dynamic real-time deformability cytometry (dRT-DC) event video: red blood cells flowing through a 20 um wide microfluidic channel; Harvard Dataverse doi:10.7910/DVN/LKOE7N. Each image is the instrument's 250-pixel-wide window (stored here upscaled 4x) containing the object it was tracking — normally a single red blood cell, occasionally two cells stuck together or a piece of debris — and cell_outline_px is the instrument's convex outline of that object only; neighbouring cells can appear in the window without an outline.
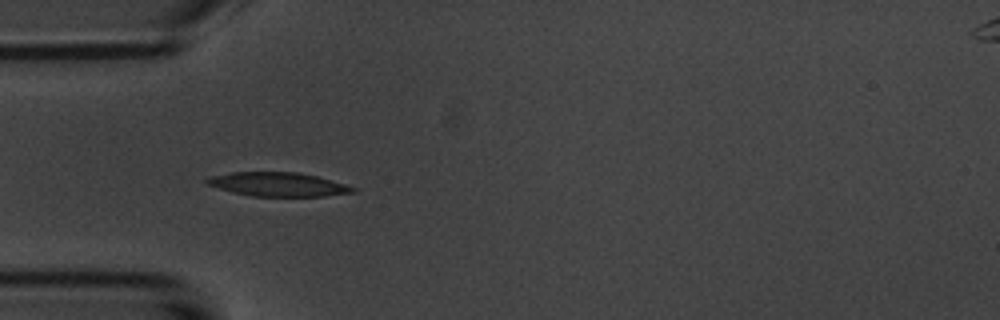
{"species": "common noctule bat (a hibernating species)", "species_latin": "Nyctalus noctula", "temperature_condition": "room temperature", "stored_images_in_passage": 10, "camera_frame_rate_fps": 3000, "um_per_image_px": 0.085, "animal": {"sex": "male", "body_mass_g": 20.1, "forearm_length_mm": 53.5}, "frame": {"image": 1, "passage_image": 4, "time_ms": 4.333, "image_size_px": [1000, 320], "cell_outline_px": [[356, 192], [324, 196], [252, 196], [232, 192], [208, 184], [204, 180], [212, 176], [232, 172], [296, 172], [316, 176], [344, 184], [356, 188]], "centroid_in_image_um": [23.64, 15.67], "position_along_channel_um": 61.4, "area_um2": 20.06}}
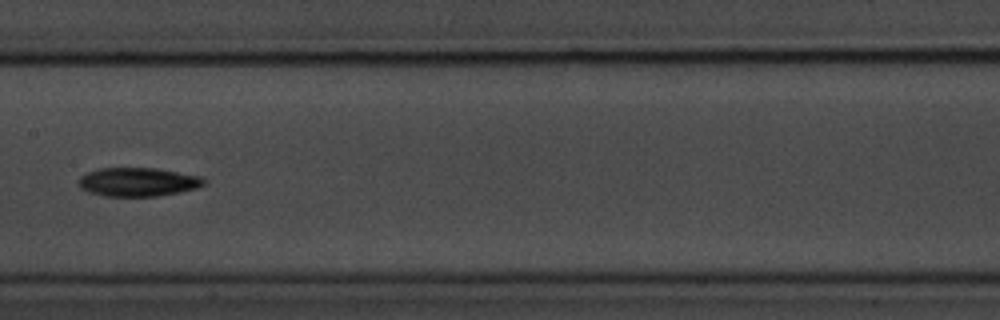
{"frame": {"image": 2, "passage_image": 7, "time_ms": 8.0, "image_size_px": [1000, 320], "cell_outline_px": [[204, 184], [196, 188], [180, 192], [156, 196], [104, 196], [88, 192], [80, 188], [76, 184], [80, 176], [88, 172], [100, 168], [156, 168], [200, 176], [204, 180]], "centroid_in_image_um": [11.67, 15.47], "position_along_channel_um": 195.7, "area_um2": 20.98}}
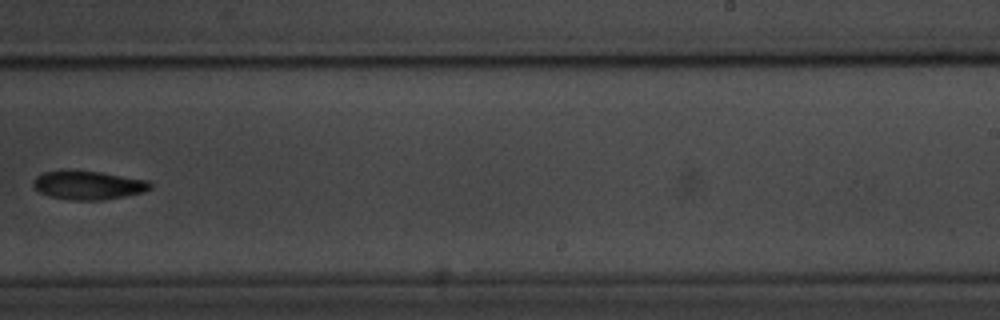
{"frame": {"image": 3, "passage_image": 9, "time_ms": 10.333, "image_size_px": [1000, 320], "cell_outline_px": [[152, 188], [144, 192], [104, 200], [72, 200], [52, 196], [40, 192], [32, 184], [32, 180], [36, 176], [44, 172], [100, 172], [148, 180], [152, 184]], "centroid_in_image_um": [7.55, 15.76], "position_along_channel_um": 281.4, "area_um2": 19.07}}